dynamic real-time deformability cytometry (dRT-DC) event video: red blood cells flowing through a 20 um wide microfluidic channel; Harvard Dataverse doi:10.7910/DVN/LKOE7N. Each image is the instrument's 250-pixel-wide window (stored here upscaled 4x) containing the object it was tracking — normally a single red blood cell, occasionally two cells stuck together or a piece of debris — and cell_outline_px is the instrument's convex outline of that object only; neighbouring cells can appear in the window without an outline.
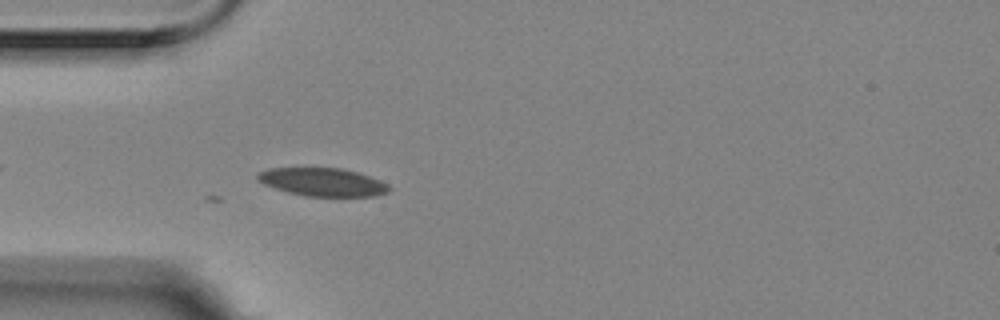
{"species": "Egyptian fruit bat (a non-hibernating species)", "species_latin": "Rousettus aegyptiacus", "temperature_condition": "room temperature", "stored_images_in_passage": 3, "camera_frame_rate_fps": 3000, "um_per_image_px": 0.085, "animal": {"sex": "female"}, "frame": {"image": 1, "passage_image": 3, "time_ms": 0.667, "image_size_px": [1000, 320], "cell_outline_px": [[392, 188], [388, 192], [376, 196], [308, 196], [288, 192], [264, 184], [256, 180], [256, 176], [260, 172], [268, 168], [340, 168], [356, 172], [380, 180], [388, 184]], "centroid_in_image_um": [27.43, 15.47], "position_along_channel_um": 57.6, "area_um2": 21.44}}